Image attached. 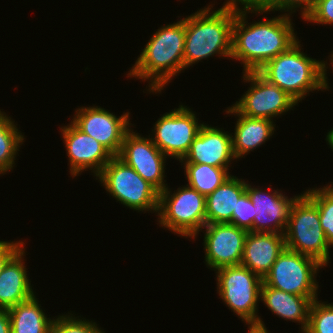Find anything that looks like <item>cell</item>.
<instances>
[{"label":"cell","mask_w":333,"mask_h":333,"mask_svg":"<svg viewBox=\"0 0 333 333\" xmlns=\"http://www.w3.org/2000/svg\"><path fill=\"white\" fill-rule=\"evenodd\" d=\"M250 11L236 10L232 25L231 58L241 61L245 72L258 71L298 41L290 13L248 25Z\"/></svg>","instance_id":"6da1fadb"},{"label":"cell","mask_w":333,"mask_h":333,"mask_svg":"<svg viewBox=\"0 0 333 333\" xmlns=\"http://www.w3.org/2000/svg\"><path fill=\"white\" fill-rule=\"evenodd\" d=\"M185 19L162 26L142 50L128 77L150 80L149 90L161 92L172 77L184 70Z\"/></svg>","instance_id":"7a4b0ae2"},{"label":"cell","mask_w":333,"mask_h":333,"mask_svg":"<svg viewBox=\"0 0 333 333\" xmlns=\"http://www.w3.org/2000/svg\"><path fill=\"white\" fill-rule=\"evenodd\" d=\"M208 5L185 18L184 69L219 54L231 57L232 25L236 10Z\"/></svg>","instance_id":"3957f363"},{"label":"cell","mask_w":333,"mask_h":333,"mask_svg":"<svg viewBox=\"0 0 333 333\" xmlns=\"http://www.w3.org/2000/svg\"><path fill=\"white\" fill-rule=\"evenodd\" d=\"M299 43L297 41L258 70L266 80L285 91L297 103L310 91L329 88L325 62L301 52Z\"/></svg>","instance_id":"277c9868"},{"label":"cell","mask_w":333,"mask_h":333,"mask_svg":"<svg viewBox=\"0 0 333 333\" xmlns=\"http://www.w3.org/2000/svg\"><path fill=\"white\" fill-rule=\"evenodd\" d=\"M286 248L312 257L326 266L329 245L319 220L318 207L303 193L292 203L284 232Z\"/></svg>","instance_id":"5b68a950"},{"label":"cell","mask_w":333,"mask_h":333,"mask_svg":"<svg viewBox=\"0 0 333 333\" xmlns=\"http://www.w3.org/2000/svg\"><path fill=\"white\" fill-rule=\"evenodd\" d=\"M97 177L105 190L123 205L133 210L158 212L159 191L118 156H113Z\"/></svg>","instance_id":"8992f818"},{"label":"cell","mask_w":333,"mask_h":333,"mask_svg":"<svg viewBox=\"0 0 333 333\" xmlns=\"http://www.w3.org/2000/svg\"><path fill=\"white\" fill-rule=\"evenodd\" d=\"M170 193L168 187L159 192L160 224L176 234L195 238L206 224V197L188 185Z\"/></svg>","instance_id":"52a82bcc"},{"label":"cell","mask_w":333,"mask_h":333,"mask_svg":"<svg viewBox=\"0 0 333 333\" xmlns=\"http://www.w3.org/2000/svg\"><path fill=\"white\" fill-rule=\"evenodd\" d=\"M215 271L219 296L229 309L247 324L265 326L256 314L262 278L242 265L226 266Z\"/></svg>","instance_id":"ba28073f"},{"label":"cell","mask_w":333,"mask_h":333,"mask_svg":"<svg viewBox=\"0 0 333 333\" xmlns=\"http://www.w3.org/2000/svg\"><path fill=\"white\" fill-rule=\"evenodd\" d=\"M319 267L322 268L323 265L316 259L285 247L262 279L263 284L314 301L318 298L315 275Z\"/></svg>","instance_id":"9c48e42d"},{"label":"cell","mask_w":333,"mask_h":333,"mask_svg":"<svg viewBox=\"0 0 333 333\" xmlns=\"http://www.w3.org/2000/svg\"><path fill=\"white\" fill-rule=\"evenodd\" d=\"M243 73L244 80L251 82V86L232 106L239 114L273 121V117L297 104L285 91L270 83L258 71Z\"/></svg>","instance_id":"30bf717a"},{"label":"cell","mask_w":333,"mask_h":333,"mask_svg":"<svg viewBox=\"0 0 333 333\" xmlns=\"http://www.w3.org/2000/svg\"><path fill=\"white\" fill-rule=\"evenodd\" d=\"M189 108L180 105L172 112L165 113L155 122V134L151 139L154 145L165 155L181 161L189 151L190 145L201 127Z\"/></svg>","instance_id":"8fae6325"},{"label":"cell","mask_w":333,"mask_h":333,"mask_svg":"<svg viewBox=\"0 0 333 333\" xmlns=\"http://www.w3.org/2000/svg\"><path fill=\"white\" fill-rule=\"evenodd\" d=\"M80 108L76 110L72 122L81 131L98 141L113 156H118L125 135L130 130L129 112L118 117L97 106Z\"/></svg>","instance_id":"7c38bea8"},{"label":"cell","mask_w":333,"mask_h":333,"mask_svg":"<svg viewBox=\"0 0 333 333\" xmlns=\"http://www.w3.org/2000/svg\"><path fill=\"white\" fill-rule=\"evenodd\" d=\"M204 236L206 265L217 270L241 265L247 230L232 223L205 224Z\"/></svg>","instance_id":"4fadbf2b"},{"label":"cell","mask_w":333,"mask_h":333,"mask_svg":"<svg viewBox=\"0 0 333 333\" xmlns=\"http://www.w3.org/2000/svg\"><path fill=\"white\" fill-rule=\"evenodd\" d=\"M118 157L159 192L167 188V184H164V163L167 157L154 145L150 137L147 139L129 130Z\"/></svg>","instance_id":"5bb4252c"},{"label":"cell","mask_w":333,"mask_h":333,"mask_svg":"<svg viewBox=\"0 0 333 333\" xmlns=\"http://www.w3.org/2000/svg\"><path fill=\"white\" fill-rule=\"evenodd\" d=\"M67 156L70 162V173L75 177L79 172L90 169L97 177L113 155L98 141L81 131L72 121L60 128Z\"/></svg>","instance_id":"9a60e30c"},{"label":"cell","mask_w":333,"mask_h":333,"mask_svg":"<svg viewBox=\"0 0 333 333\" xmlns=\"http://www.w3.org/2000/svg\"><path fill=\"white\" fill-rule=\"evenodd\" d=\"M270 191L265 193L262 189L246 184V192L257 214L253 221V232L284 234L291 205L298 196L289 199L278 190Z\"/></svg>","instance_id":"2e32d148"},{"label":"cell","mask_w":333,"mask_h":333,"mask_svg":"<svg viewBox=\"0 0 333 333\" xmlns=\"http://www.w3.org/2000/svg\"><path fill=\"white\" fill-rule=\"evenodd\" d=\"M232 159H236L232 150V134L204 124L180 162L206 164L228 170Z\"/></svg>","instance_id":"e0dca14e"},{"label":"cell","mask_w":333,"mask_h":333,"mask_svg":"<svg viewBox=\"0 0 333 333\" xmlns=\"http://www.w3.org/2000/svg\"><path fill=\"white\" fill-rule=\"evenodd\" d=\"M285 247L284 234L249 231L241 265L263 279Z\"/></svg>","instance_id":"ac0fdd59"},{"label":"cell","mask_w":333,"mask_h":333,"mask_svg":"<svg viewBox=\"0 0 333 333\" xmlns=\"http://www.w3.org/2000/svg\"><path fill=\"white\" fill-rule=\"evenodd\" d=\"M24 250L22 246L0 272V308L9 309L34 295L23 262Z\"/></svg>","instance_id":"d6986e66"},{"label":"cell","mask_w":333,"mask_h":333,"mask_svg":"<svg viewBox=\"0 0 333 333\" xmlns=\"http://www.w3.org/2000/svg\"><path fill=\"white\" fill-rule=\"evenodd\" d=\"M260 299L273 314L285 320L301 323L302 333H305L309 323V311L312 300L305 296L295 295L282 290L261 285Z\"/></svg>","instance_id":"ffe728a7"},{"label":"cell","mask_w":333,"mask_h":333,"mask_svg":"<svg viewBox=\"0 0 333 333\" xmlns=\"http://www.w3.org/2000/svg\"><path fill=\"white\" fill-rule=\"evenodd\" d=\"M226 112L237 114L239 118L232 136V150L235 158L243 157L254 148H258L272 136L275 130L271 120L241 115L233 107H229Z\"/></svg>","instance_id":"44dd1931"},{"label":"cell","mask_w":333,"mask_h":333,"mask_svg":"<svg viewBox=\"0 0 333 333\" xmlns=\"http://www.w3.org/2000/svg\"><path fill=\"white\" fill-rule=\"evenodd\" d=\"M246 182L236 176L228 177L206 197V224L231 223L240 196L246 191Z\"/></svg>","instance_id":"7402d4cb"},{"label":"cell","mask_w":333,"mask_h":333,"mask_svg":"<svg viewBox=\"0 0 333 333\" xmlns=\"http://www.w3.org/2000/svg\"><path fill=\"white\" fill-rule=\"evenodd\" d=\"M35 295L8 309L11 333H49L53 319L47 318Z\"/></svg>","instance_id":"603a6c76"},{"label":"cell","mask_w":333,"mask_h":333,"mask_svg":"<svg viewBox=\"0 0 333 333\" xmlns=\"http://www.w3.org/2000/svg\"><path fill=\"white\" fill-rule=\"evenodd\" d=\"M188 186L207 197L218 188L230 173L226 168L214 167L206 164L184 163Z\"/></svg>","instance_id":"cb8c5ba5"},{"label":"cell","mask_w":333,"mask_h":333,"mask_svg":"<svg viewBox=\"0 0 333 333\" xmlns=\"http://www.w3.org/2000/svg\"><path fill=\"white\" fill-rule=\"evenodd\" d=\"M23 140L24 136L18 131L14 121L0 111V174L12 170Z\"/></svg>","instance_id":"d4e9b609"},{"label":"cell","mask_w":333,"mask_h":333,"mask_svg":"<svg viewBox=\"0 0 333 333\" xmlns=\"http://www.w3.org/2000/svg\"><path fill=\"white\" fill-rule=\"evenodd\" d=\"M304 194L318 207L319 220L329 245L333 246V201L320 189H309Z\"/></svg>","instance_id":"484cf974"},{"label":"cell","mask_w":333,"mask_h":333,"mask_svg":"<svg viewBox=\"0 0 333 333\" xmlns=\"http://www.w3.org/2000/svg\"><path fill=\"white\" fill-rule=\"evenodd\" d=\"M317 300L311 304L305 333H333V304L319 303Z\"/></svg>","instance_id":"4316f807"},{"label":"cell","mask_w":333,"mask_h":333,"mask_svg":"<svg viewBox=\"0 0 333 333\" xmlns=\"http://www.w3.org/2000/svg\"><path fill=\"white\" fill-rule=\"evenodd\" d=\"M49 333H104L97 324L70 315L53 319Z\"/></svg>","instance_id":"83f0119b"},{"label":"cell","mask_w":333,"mask_h":333,"mask_svg":"<svg viewBox=\"0 0 333 333\" xmlns=\"http://www.w3.org/2000/svg\"><path fill=\"white\" fill-rule=\"evenodd\" d=\"M255 214L253 203L245 191L239 198L236 210L232 214V224L253 232V221Z\"/></svg>","instance_id":"f1b7e54d"},{"label":"cell","mask_w":333,"mask_h":333,"mask_svg":"<svg viewBox=\"0 0 333 333\" xmlns=\"http://www.w3.org/2000/svg\"><path fill=\"white\" fill-rule=\"evenodd\" d=\"M315 2L316 0H270L269 4L264 10H251V13L257 12L258 14H261L262 12L268 13V11L270 12L275 10H280L281 12L283 10L285 12L293 13L295 10H297L296 8L301 7V15L302 18H304L306 14L313 8Z\"/></svg>","instance_id":"f546056e"},{"label":"cell","mask_w":333,"mask_h":333,"mask_svg":"<svg viewBox=\"0 0 333 333\" xmlns=\"http://www.w3.org/2000/svg\"><path fill=\"white\" fill-rule=\"evenodd\" d=\"M317 24H333V0H316L313 8L303 18Z\"/></svg>","instance_id":"4dcf8cb0"},{"label":"cell","mask_w":333,"mask_h":333,"mask_svg":"<svg viewBox=\"0 0 333 333\" xmlns=\"http://www.w3.org/2000/svg\"><path fill=\"white\" fill-rule=\"evenodd\" d=\"M242 3L244 10H264L269 4L270 0H228L222 7L230 8L233 10H241L237 5Z\"/></svg>","instance_id":"1f68e13d"},{"label":"cell","mask_w":333,"mask_h":333,"mask_svg":"<svg viewBox=\"0 0 333 333\" xmlns=\"http://www.w3.org/2000/svg\"><path fill=\"white\" fill-rule=\"evenodd\" d=\"M24 245V242L0 241V272L7 261Z\"/></svg>","instance_id":"d6a6232c"},{"label":"cell","mask_w":333,"mask_h":333,"mask_svg":"<svg viewBox=\"0 0 333 333\" xmlns=\"http://www.w3.org/2000/svg\"><path fill=\"white\" fill-rule=\"evenodd\" d=\"M0 333H11V321L8 309L0 308Z\"/></svg>","instance_id":"836d02e7"},{"label":"cell","mask_w":333,"mask_h":333,"mask_svg":"<svg viewBox=\"0 0 333 333\" xmlns=\"http://www.w3.org/2000/svg\"><path fill=\"white\" fill-rule=\"evenodd\" d=\"M249 331L248 333H268V330L265 326L259 324H248Z\"/></svg>","instance_id":"e575fe53"},{"label":"cell","mask_w":333,"mask_h":333,"mask_svg":"<svg viewBox=\"0 0 333 333\" xmlns=\"http://www.w3.org/2000/svg\"><path fill=\"white\" fill-rule=\"evenodd\" d=\"M333 184L327 185L324 188H319L329 199L333 201Z\"/></svg>","instance_id":"d590c367"},{"label":"cell","mask_w":333,"mask_h":333,"mask_svg":"<svg viewBox=\"0 0 333 333\" xmlns=\"http://www.w3.org/2000/svg\"><path fill=\"white\" fill-rule=\"evenodd\" d=\"M326 141L330 145L331 149H333V129L328 132L327 137H326Z\"/></svg>","instance_id":"8d00e7d4"},{"label":"cell","mask_w":333,"mask_h":333,"mask_svg":"<svg viewBox=\"0 0 333 333\" xmlns=\"http://www.w3.org/2000/svg\"><path fill=\"white\" fill-rule=\"evenodd\" d=\"M330 57H331V64L333 65V53ZM332 68H333V66H332Z\"/></svg>","instance_id":"74e56055"}]
</instances>
